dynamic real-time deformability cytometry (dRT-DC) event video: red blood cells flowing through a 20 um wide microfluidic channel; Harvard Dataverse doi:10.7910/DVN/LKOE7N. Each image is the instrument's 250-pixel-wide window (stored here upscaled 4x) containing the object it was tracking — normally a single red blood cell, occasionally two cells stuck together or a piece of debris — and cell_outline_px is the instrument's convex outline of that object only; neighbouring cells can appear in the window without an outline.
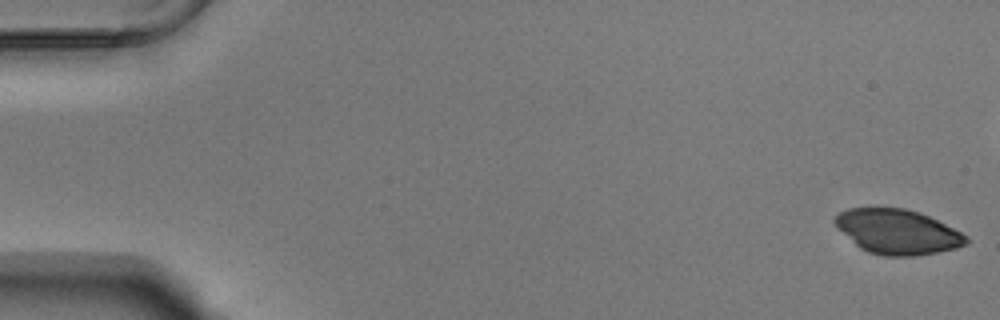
{"species": "Egyptian fruit bat (a non-hibernating species)", "species_latin": "Rousettus aegyptiacus", "temperature_condition": "warm", "stored_images_in_passage": 55, "camera_frame_rate_fps": 3000, "um_per_image_px": 0.085, "animal": {"sex": "male"}, "frame": {"image": 1, "passage_image": 1, "time_ms": 0.0, "image_size_px": [1000, 320], "cell_outline_px": [[968, 244], [956, 248], [936, 252], [912, 256], [884, 256], [868, 252], [860, 248], [836, 228], [832, 220], [840, 212], [848, 208], [876, 204], [904, 208], [920, 212], [968, 236]], "centroid_in_image_um": [76.21, 19.65], "position_along_channel_um": 8.8, "area_um2": 34.91}}